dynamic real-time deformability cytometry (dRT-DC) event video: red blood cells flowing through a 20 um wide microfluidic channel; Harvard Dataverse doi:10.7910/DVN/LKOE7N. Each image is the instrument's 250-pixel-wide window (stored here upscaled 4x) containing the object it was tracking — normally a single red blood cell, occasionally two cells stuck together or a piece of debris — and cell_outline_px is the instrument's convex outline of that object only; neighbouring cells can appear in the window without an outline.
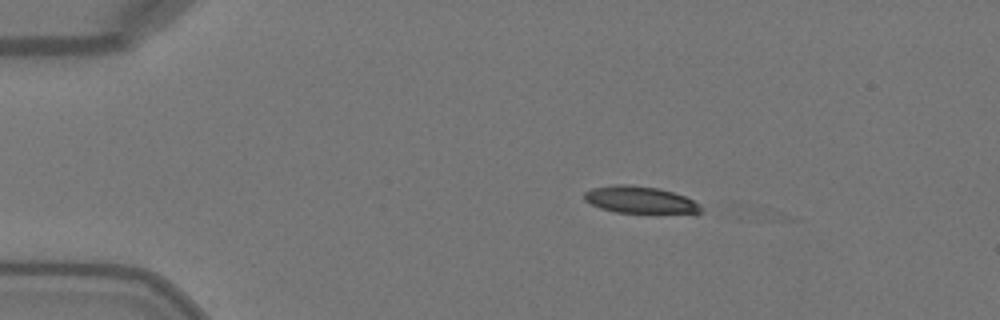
{"species": "Egyptian fruit bat (a non-hibernating species)", "species_latin": "Rousettus aegyptiacus", "temperature_condition": "warm", "stored_images_in_passage": 4, "camera_frame_rate_fps": 3000, "um_per_image_px": 0.085, "animal": {"sex": "female"}, "frame": {"image": 1, "passage_image": 3, "time_ms": 0.667, "image_size_px": [1000, 320], "cell_outline_px": [[700, 212], [696, 216], [616, 212], [600, 208], [584, 200], [584, 192], [592, 188], [616, 184], [628, 184], [660, 188], [684, 196], [692, 200], [700, 208]], "centroid_in_image_um": [54.46, 17.03], "position_along_channel_um": 30.5, "area_um2": 19.02}}